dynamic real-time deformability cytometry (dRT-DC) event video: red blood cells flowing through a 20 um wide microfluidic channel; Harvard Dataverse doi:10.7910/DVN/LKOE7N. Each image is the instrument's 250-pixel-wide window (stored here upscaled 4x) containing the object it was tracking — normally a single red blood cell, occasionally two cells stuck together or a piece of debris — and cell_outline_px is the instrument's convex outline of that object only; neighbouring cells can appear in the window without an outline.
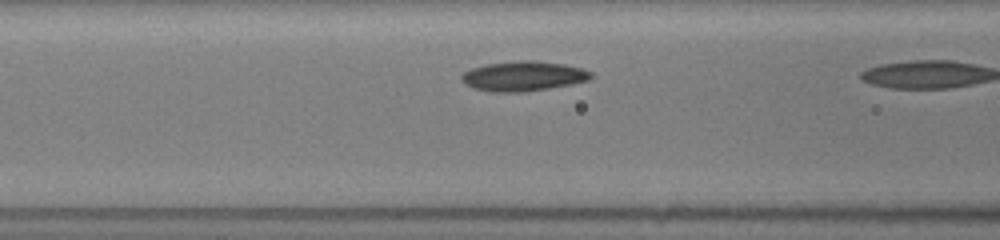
{"species": "common noctule bat (a hibernating species)", "species_latin": "Nyctalus noctula", "temperature_condition": "room temperature", "stored_images_in_passage": 7, "camera_frame_rate_fps": 3000, "um_per_image_px": 0.085, "animal": {"sex": "female", "body_mass_g": 19.5, "forearm_length_mm": 54.1}, "frame": {"image": 1, "passage_image": 6, "time_ms": 1.667, "image_size_px": [1000, 240], "cell_outline_px": [[592, 76], [588, 80], [572, 84], [524, 92], [488, 92], [472, 88], [464, 84], [460, 80], [460, 76], [464, 72], [472, 68], [488, 64], [520, 60], [532, 60], [564, 64], [580, 68], [592, 72]], "centroid_in_image_um": [44.43, 6.48], "position_along_channel_um": 122.2, "area_um2": 22.54}}